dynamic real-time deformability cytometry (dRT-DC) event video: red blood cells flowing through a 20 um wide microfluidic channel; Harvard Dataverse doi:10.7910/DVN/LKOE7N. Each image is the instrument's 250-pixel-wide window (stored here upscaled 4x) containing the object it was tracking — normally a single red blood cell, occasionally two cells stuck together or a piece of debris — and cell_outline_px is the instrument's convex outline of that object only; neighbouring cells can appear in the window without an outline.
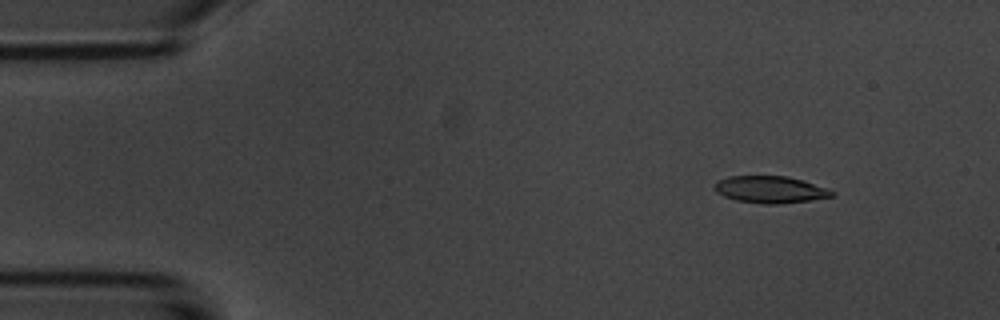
{"species": "common noctule bat (a hibernating species)", "species_latin": "Nyctalus noctula", "temperature_condition": "room temperature", "stored_images_in_passage": 5, "camera_frame_rate_fps": 3000, "um_per_image_px": 0.085, "animal": {"sex": "male", "body_mass_g": 20.1, "forearm_length_mm": 53.5}, "frame": {"image": 1, "passage_image": 1, "time_ms": 0.0, "image_size_px": [1000, 320], "cell_outline_px": [[836, 196], [808, 200], [776, 204], [764, 204], [736, 200], [724, 196], [716, 192], [712, 184], [728, 176], [788, 176], [828, 188], [836, 192]], "centroid_in_image_um": [65.48, 16.11], "position_along_channel_um": 19.5, "area_um2": 18.44}}
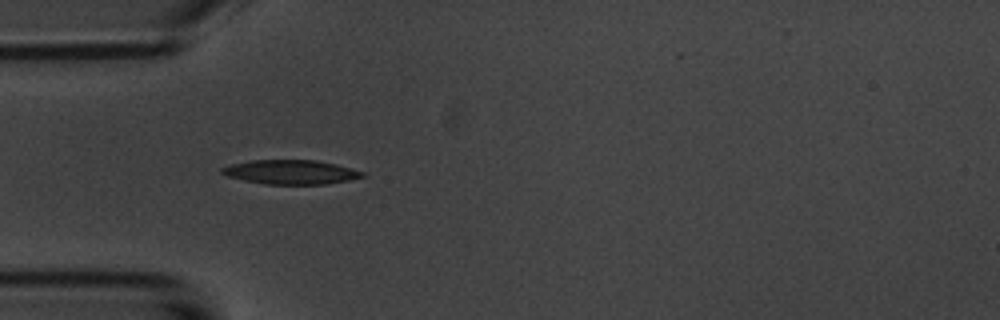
{"frame": {"image": 2, "passage_image": 4, "time_ms": 3.333, "image_size_px": [1000, 320], "cell_outline_px": [[368, 176], [328, 184], [264, 184], [244, 180], [228, 176], [220, 172], [220, 168], [232, 164], [248, 160], [316, 160], [336, 164], [352, 168], [364, 172]], "centroid_in_image_um": [24.74, 14.62], "position_along_channel_um": 60.3, "area_um2": 19.94}}
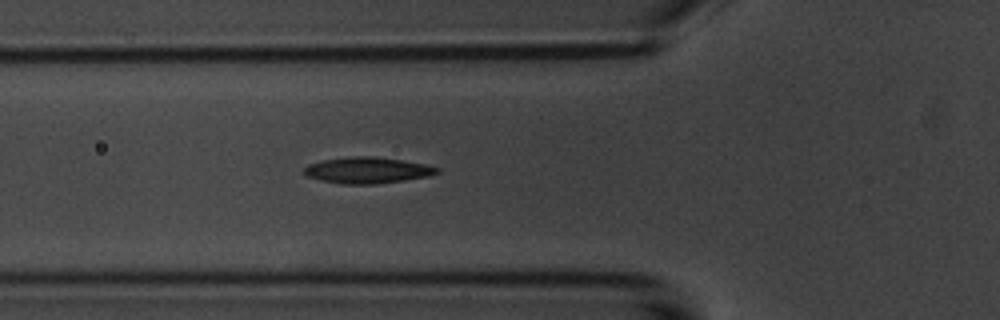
{"frame": {"image": 3, "passage_image": 5, "time_ms": 4.333, "image_size_px": [1000, 320], "cell_outline_px": [[440, 172], [428, 176], [404, 180], [376, 184], [344, 184], [320, 180], [304, 176], [304, 168], [308, 164], [324, 160], [348, 156], [376, 156], [424, 164], [440, 168]], "centroid_in_image_um": [31.2, 14.47], "position_along_channel_um": 94.6, "area_um2": 20.29}}